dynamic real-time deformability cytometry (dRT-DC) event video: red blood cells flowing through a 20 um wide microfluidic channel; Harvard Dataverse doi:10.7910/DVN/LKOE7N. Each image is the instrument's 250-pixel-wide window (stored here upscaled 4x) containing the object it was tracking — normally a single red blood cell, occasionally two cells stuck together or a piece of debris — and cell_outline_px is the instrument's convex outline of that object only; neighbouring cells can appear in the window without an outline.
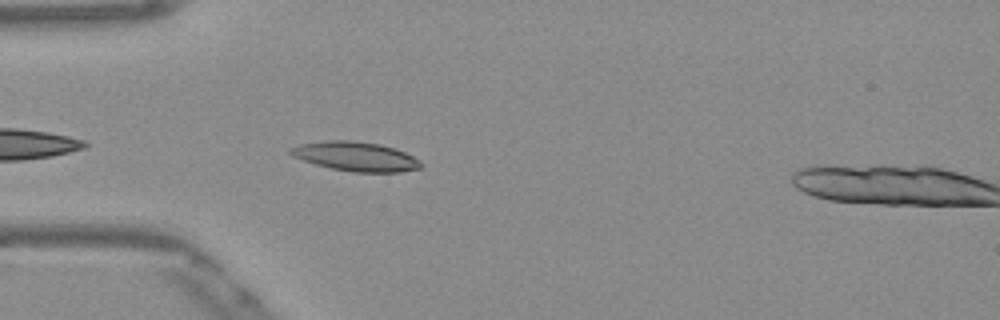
{"species": "Egyptian fruit bat (a non-hibernating species)", "species_latin": "Rousettus aegyptiacus", "temperature_condition": "warm", "stored_images_in_passage": 41, "camera_frame_rate_fps": 3000, "um_per_image_px": 0.085, "frame": {"image": 1, "passage_image": 3, "time_ms": 0.667, "image_size_px": [1000, 320], "cell_outline_px": [[424, 164], [420, 168], [400, 172], [352, 172], [332, 168], [316, 164], [292, 156], [288, 152], [288, 148], [300, 144], [328, 140], [352, 140], [380, 144], [404, 152], [420, 160]], "centroid_in_image_um": [30.23, 13.29], "position_along_channel_um": 54.8, "area_um2": 22.2}}
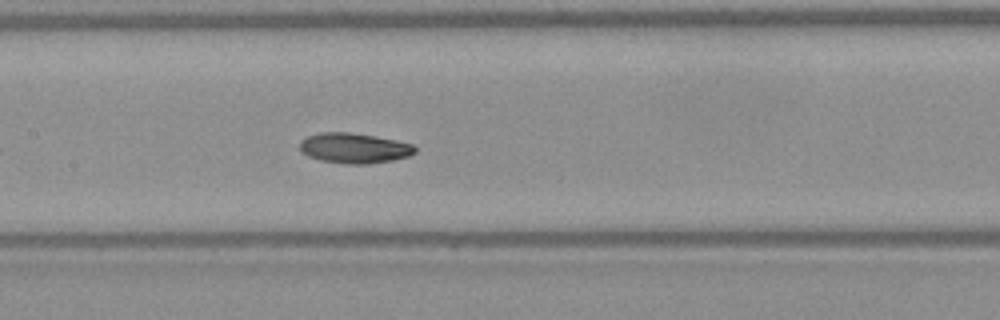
{"frame": {"image": 2, "passage_image": 13, "time_ms": 4.0, "image_size_px": [1000, 320], "cell_outline_px": [[416, 152], [408, 156], [392, 160], [368, 164], [348, 164], [320, 160], [308, 156], [300, 152], [300, 140], [308, 136], [320, 132], [352, 132], [376, 136], [396, 140], [412, 144], [416, 148]], "centroid_in_image_um": [30.09, 12.58], "position_along_channel_um": 177.3, "area_um2": 20.4}}
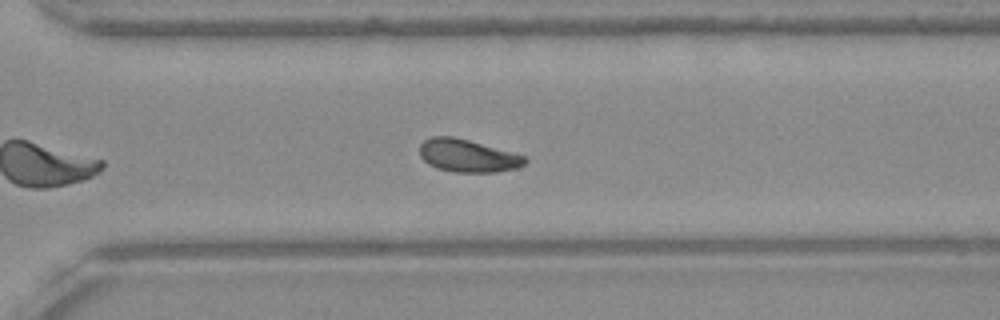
{"frame": {"image": 3, "passage_image": 25, "time_ms": 8.0, "image_size_px": [1000, 320], "cell_outline_px": [[528, 160], [524, 164], [516, 168], [496, 172], [452, 172], [436, 168], [428, 164], [420, 156], [420, 144], [424, 140], [432, 136], [452, 136], [468, 140], [512, 152], [524, 156]], "centroid_in_image_um": [39.72, 13.24], "position_along_channel_um": 330.9, "area_um2": 20.0}}